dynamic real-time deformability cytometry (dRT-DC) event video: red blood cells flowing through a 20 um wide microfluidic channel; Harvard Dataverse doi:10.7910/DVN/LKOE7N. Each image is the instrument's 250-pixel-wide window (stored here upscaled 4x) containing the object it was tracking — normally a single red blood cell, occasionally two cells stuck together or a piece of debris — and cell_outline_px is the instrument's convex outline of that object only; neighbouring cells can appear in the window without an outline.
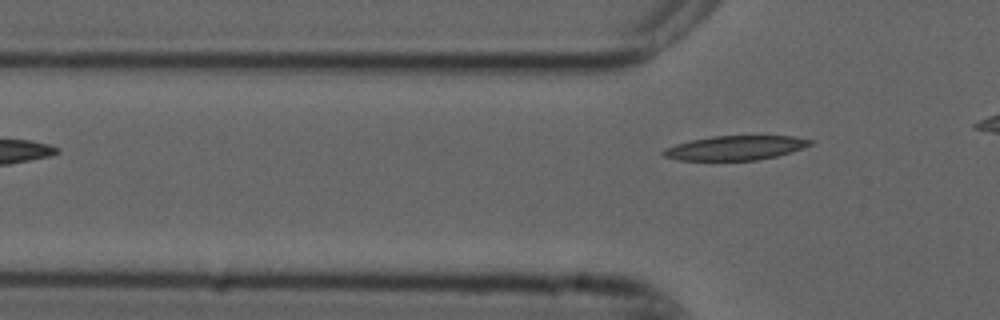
{"species": "common noctule bat (a hibernating species)", "species_latin": "Nyctalus noctula", "temperature_condition": "cold", "stored_images_in_passage": 5, "camera_frame_rate_fps": 3000, "um_per_image_px": 0.085, "animal": {"sex": "male", "forearm_length_mm": 52.5}, "frame": {"image": 1, "passage_image": 5, "time_ms": 1.333, "image_size_px": [1000, 320], "cell_outline_px": [[816, 140], [812, 144], [776, 156], [756, 160], [680, 160], [664, 156], [660, 152], [664, 148], [676, 144], [692, 140], [712, 136], [796, 136]], "centroid_in_image_um": [62.5, 12.56], "position_along_channel_um": 63.3, "area_um2": 20.69}}